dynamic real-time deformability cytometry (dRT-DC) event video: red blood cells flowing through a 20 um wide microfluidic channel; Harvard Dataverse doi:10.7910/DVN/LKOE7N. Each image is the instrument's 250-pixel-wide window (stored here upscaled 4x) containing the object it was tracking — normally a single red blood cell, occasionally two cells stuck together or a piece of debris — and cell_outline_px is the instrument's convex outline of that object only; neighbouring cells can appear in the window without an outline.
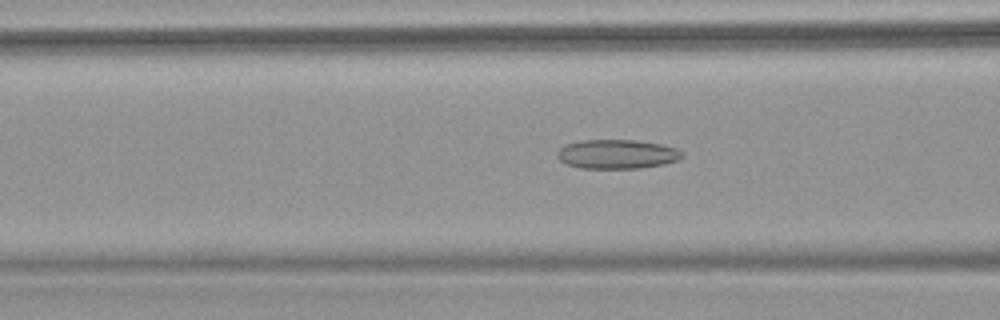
{"species": "common noctule bat (a hibernating species)", "species_latin": "Nyctalus noctula", "temperature_condition": "warm", "stored_images_in_passage": 69, "camera_frame_rate_fps": 3000, "um_per_image_px": 0.085, "animal": {"sex": "female", "body_mass_g": 18.4}, "frame": {"image": 1, "passage_image": 29, "time_ms": 9.333, "image_size_px": [1000, 320], "cell_outline_px": [[684, 156], [676, 160], [664, 164], [640, 168], [580, 168], [568, 164], [560, 160], [556, 156], [556, 152], [564, 144], [580, 140], [636, 140], [660, 144], [676, 148], [684, 152]], "centroid_in_image_um": [52.43, 13.09], "position_along_channel_um": 114.2, "area_um2": 21.33}}
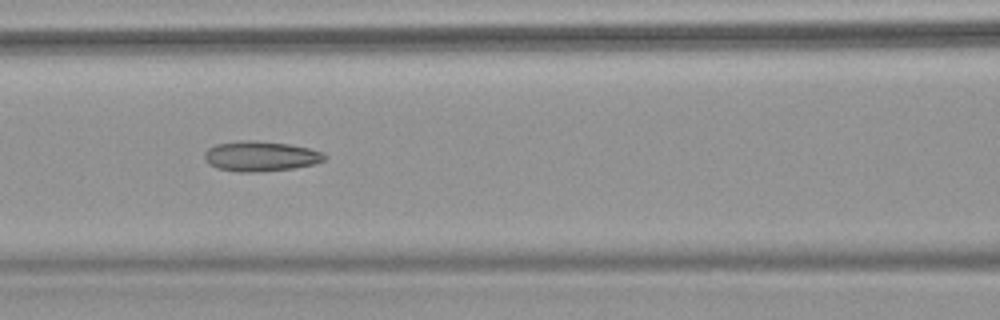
{"frame": {"image": 2, "passage_image": 32, "time_ms": 10.333, "image_size_px": [1000, 320], "cell_outline_px": [[328, 156], [324, 160], [316, 164], [292, 168], [256, 172], [240, 172], [216, 168], [208, 164], [204, 160], [204, 152], [208, 148], [216, 144], [240, 140], [252, 140], [288, 144], [308, 148], [324, 152]], "centroid_in_image_um": [22.13, 13.28], "position_along_channel_um": 144.5, "area_um2": 21.21}}
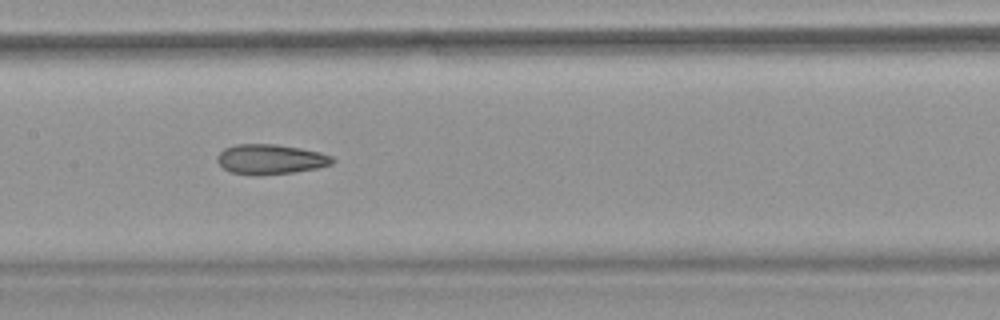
{"frame": {"image": 3, "passage_image": 36, "time_ms": 11.667, "image_size_px": [1000, 320], "cell_outline_px": [[336, 160], [332, 164], [316, 168], [292, 172], [260, 176], [256, 176], [232, 172], [224, 168], [216, 160], [216, 156], [224, 148], [236, 144], [276, 144], [300, 148], [320, 152], [332, 156]], "centroid_in_image_um": [22.98, 13.53], "position_along_channel_um": 184.4, "area_um2": 20.17}}